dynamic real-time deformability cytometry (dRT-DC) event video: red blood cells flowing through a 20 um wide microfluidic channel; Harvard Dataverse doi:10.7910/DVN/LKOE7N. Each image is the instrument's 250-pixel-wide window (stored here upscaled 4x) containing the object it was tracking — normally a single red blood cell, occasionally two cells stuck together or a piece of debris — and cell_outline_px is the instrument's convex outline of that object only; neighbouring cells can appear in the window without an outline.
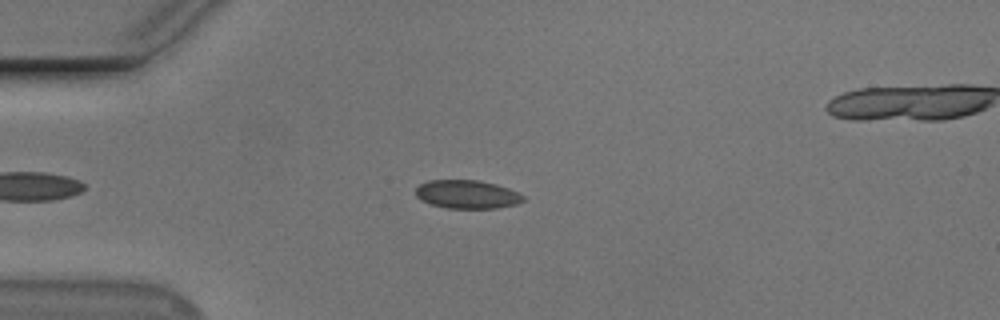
{"species": "Egyptian fruit bat (a non-hibernating species)", "species_latin": "Rousettus aegyptiacus", "temperature_condition": "cold", "stored_images_in_passage": 20, "camera_frame_rate_fps": 3000, "um_per_image_px": 0.085, "animal": {"sex": "male"}, "frame": {"image": 1, "passage_image": 14, "time_ms": 4.333, "image_size_px": [1000, 320], "cell_outline_px": [[524, 200], [516, 204], [496, 208], [448, 208], [432, 204], [420, 200], [416, 196], [416, 188], [420, 184], [428, 180], [480, 180], [496, 184], [508, 188], [524, 196]], "centroid_in_image_um": [39.69, 16.51], "position_along_channel_um": 45.3, "area_um2": 17.74}}